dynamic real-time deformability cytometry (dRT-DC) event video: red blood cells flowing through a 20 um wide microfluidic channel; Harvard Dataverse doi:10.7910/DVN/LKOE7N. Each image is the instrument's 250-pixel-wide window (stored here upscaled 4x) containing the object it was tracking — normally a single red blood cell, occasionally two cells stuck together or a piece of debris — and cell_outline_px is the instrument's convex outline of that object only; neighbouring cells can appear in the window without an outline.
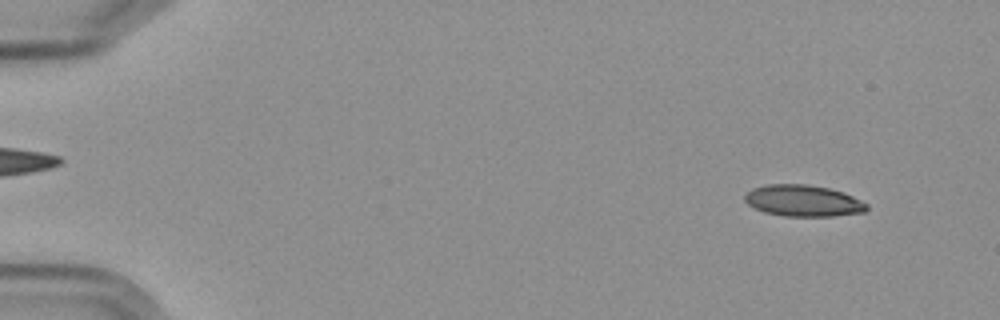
{"species": "Egyptian fruit bat (a non-hibernating species)", "species_latin": "Rousettus aegyptiacus", "temperature_condition": "cold", "stored_images_in_passage": 4, "camera_frame_rate_fps": 3000, "um_per_image_px": 0.085, "frame": {"image": 1, "passage_image": 1, "time_ms": 0.0, "image_size_px": [1000, 320], "cell_outline_px": [[868, 208], [864, 212], [832, 216], [784, 216], [764, 212], [748, 204], [744, 200], [744, 196], [752, 188], [768, 184], [808, 184], [828, 188], [844, 192], [868, 204]], "centroid_in_image_um": [68.27, 17.06], "position_along_channel_um": 16.7, "area_um2": 22.31}}
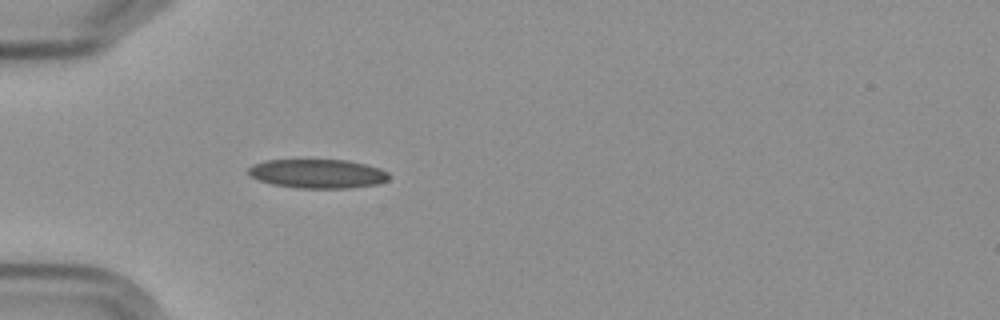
{"frame": {"image": 2, "passage_image": 4, "time_ms": 4.333, "image_size_px": [1000, 320], "cell_outline_px": [[392, 176], [388, 180], [376, 184], [348, 188], [300, 188], [272, 184], [260, 180], [252, 176], [248, 172], [248, 168], [252, 164], [268, 160], [348, 160], [380, 168], [388, 172]], "centroid_in_image_um": [27.03, 14.76], "position_along_channel_um": 58.0, "area_um2": 23.7}}